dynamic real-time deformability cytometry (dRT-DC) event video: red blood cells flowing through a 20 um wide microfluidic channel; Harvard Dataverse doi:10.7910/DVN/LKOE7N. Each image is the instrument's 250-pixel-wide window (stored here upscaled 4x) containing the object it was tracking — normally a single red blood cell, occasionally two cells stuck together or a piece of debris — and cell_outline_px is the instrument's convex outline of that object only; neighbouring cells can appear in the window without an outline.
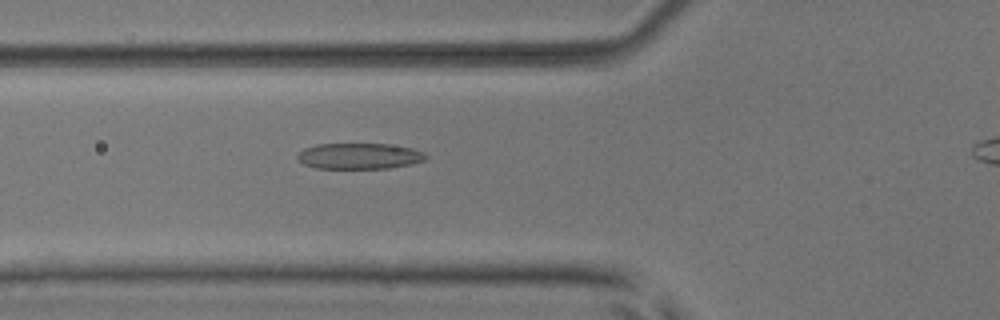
{"species": "common noctule bat (a hibernating species)", "species_latin": "Nyctalus noctula", "temperature_condition": "room temperature", "stored_images_in_passage": 34, "camera_frame_rate_fps": 3000, "um_per_image_px": 0.085, "animal": {"sex": "male", "body_mass_g": 17.9, "forearm_length_mm": 54.2}, "frame": {"image": 1, "passage_image": 6, "time_ms": 1.667, "image_size_px": [1000, 320], "cell_outline_px": [[428, 156], [424, 160], [412, 164], [388, 168], [316, 168], [304, 164], [296, 156], [304, 148], [316, 144], [388, 144], [412, 148], [424, 152]], "centroid_in_image_um": [30.56, 13.26], "position_along_channel_um": 95.2, "area_um2": 19.31}}
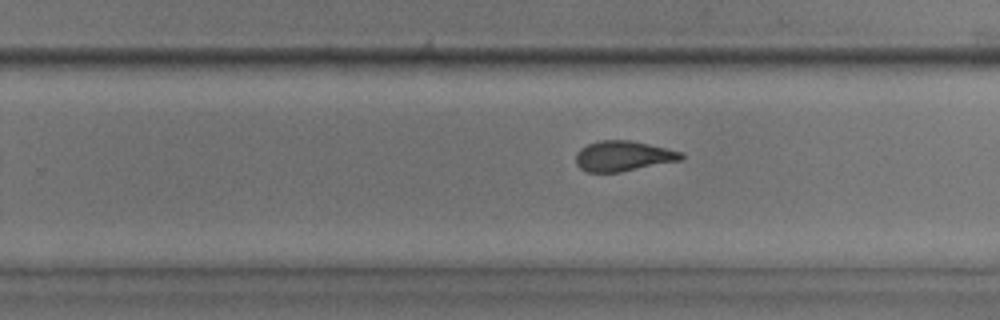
{"frame": {"image": 2, "passage_image": 20, "time_ms": 6.333, "image_size_px": [1000, 320], "cell_outline_px": [[684, 160], [620, 172], [588, 172], [580, 168], [576, 164], [576, 152], [580, 148], [588, 144], [600, 140], [628, 140], [648, 144], [684, 152]], "centroid_in_image_um": [52.99, 13.27], "position_along_channel_um": 276.8, "area_um2": 18.73}}
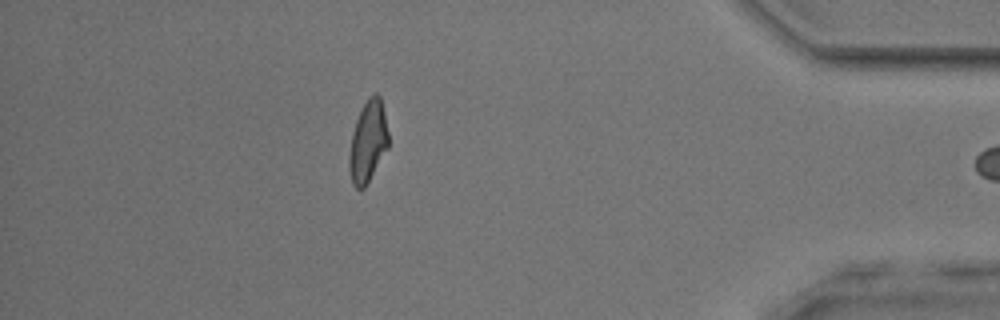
{"frame": {"image": 3, "passage_image": 33, "time_ms": 10.667, "image_size_px": [1000, 320], "cell_outline_px": [[388, 148], [364, 188], [356, 188], [352, 184], [348, 168], [348, 156], [352, 132], [356, 120], [368, 96], [376, 92], [380, 96], [384, 112], [388, 132]], "centroid_in_image_um": [31.26, 12.03], "position_along_channel_um": 403.9, "area_um2": 18.61}}